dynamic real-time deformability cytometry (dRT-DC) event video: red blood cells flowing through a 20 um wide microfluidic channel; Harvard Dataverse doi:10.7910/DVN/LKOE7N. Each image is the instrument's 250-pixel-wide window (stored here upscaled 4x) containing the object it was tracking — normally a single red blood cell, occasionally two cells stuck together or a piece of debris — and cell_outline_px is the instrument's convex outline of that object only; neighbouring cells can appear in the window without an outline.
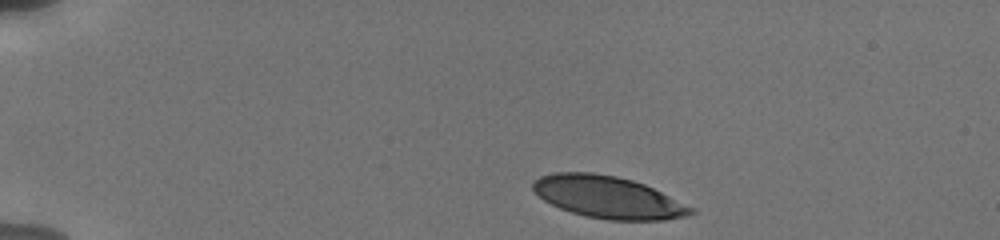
{"species": "human", "species_latin": "Homo sapiens", "temperature_condition": "cold", "stored_images_in_passage": 5, "camera_frame_rate_fps": 3000, "um_per_image_px": 0.085, "donor": {"sex": "male"}, "frame": {"image": 1, "passage_image": 1, "time_ms": 0.0, "image_size_px": [1000, 240], "cell_outline_px": [[696, 212], [688, 216], [664, 220], [608, 220], [588, 216], [572, 212], [560, 208], [544, 200], [532, 188], [532, 184], [540, 176], [552, 172], [592, 172], [616, 176], [632, 180], [644, 184], [696, 208]], "centroid_in_image_um": [51.72, 16.76], "position_along_channel_um": 33.3, "area_um2": 38.67}}
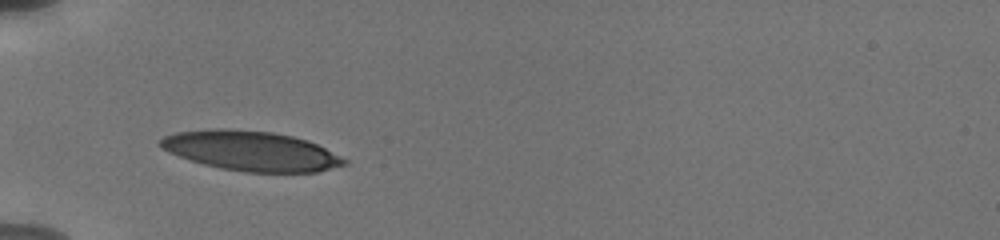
{"frame": {"image": 2, "passage_image": 4, "time_ms": 2.667, "image_size_px": [1000, 240], "cell_outline_px": [[348, 164], [316, 172], [244, 172], [220, 168], [204, 164], [168, 152], [160, 148], [156, 144], [164, 136], [176, 132], [208, 128], [228, 128], [272, 132], [292, 136], [308, 140], [348, 160]], "centroid_in_image_um": [21.3, 12.81], "position_along_channel_um": 63.7, "area_um2": 42.71}}